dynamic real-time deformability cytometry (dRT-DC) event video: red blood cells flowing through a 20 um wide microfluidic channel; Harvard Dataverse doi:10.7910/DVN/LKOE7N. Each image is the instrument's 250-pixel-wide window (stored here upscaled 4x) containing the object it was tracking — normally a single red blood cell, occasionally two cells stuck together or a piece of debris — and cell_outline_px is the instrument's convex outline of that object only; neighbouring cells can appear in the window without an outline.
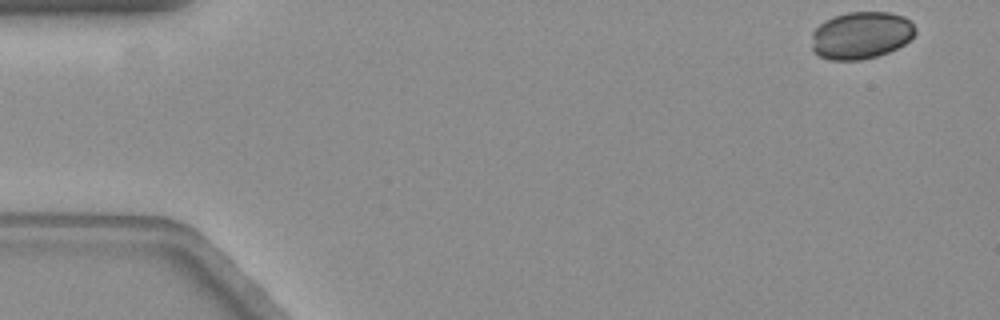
{"species": "common noctule bat (a hibernating species)", "species_latin": "Nyctalus noctula", "temperature_condition": "warm", "stored_images_in_passage": 52, "camera_frame_rate_fps": 3000, "um_per_image_px": 0.085, "animal": {"sex": "female", "body_mass_g": 19.3, "forearm_length_mm": 54.1}, "frame": {"image": 1, "passage_image": 1, "time_ms": 0.0, "image_size_px": [1000, 320], "cell_outline_px": [[916, 32], [904, 44], [888, 52], [876, 56], [860, 60], [832, 60], [820, 56], [812, 52], [812, 32], [824, 20], [832, 16], [848, 12], [888, 12], [904, 16], [912, 20], [916, 28]], "centroid_in_image_um": [73.18, 2.99], "position_along_channel_um": 11.8, "area_um2": 28.78}}